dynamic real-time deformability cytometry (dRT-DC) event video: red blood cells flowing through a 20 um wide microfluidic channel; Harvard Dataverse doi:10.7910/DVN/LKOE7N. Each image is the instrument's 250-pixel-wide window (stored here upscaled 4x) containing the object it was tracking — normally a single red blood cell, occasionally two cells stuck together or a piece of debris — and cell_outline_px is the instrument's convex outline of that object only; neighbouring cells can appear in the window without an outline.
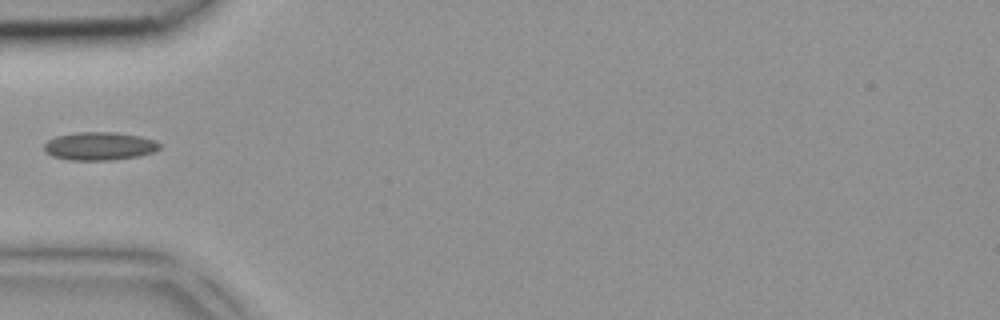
{"species": "common noctule bat (a hibernating species)", "species_latin": "Nyctalus noctula", "temperature_condition": "room temperature", "stored_images_in_passage": 4, "camera_frame_rate_fps": 3000, "um_per_image_px": 0.085, "animal": {"sex": "female", "body_mass_g": 18.4}, "frame": {"image": 1, "passage_image": 4, "time_ms": 1.0, "image_size_px": [1000, 320], "cell_outline_px": [[160, 148], [152, 152], [136, 156], [108, 160], [68, 160], [52, 156], [44, 148], [44, 144], [48, 140], [56, 136], [76, 132], [116, 132], [140, 136], [156, 140], [160, 144]], "centroid_in_image_um": [8.45, 12.41], "position_along_channel_um": 76.6, "area_um2": 18.84}}